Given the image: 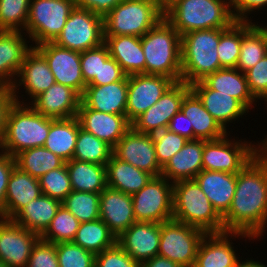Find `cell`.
I'll use <instances>...</instances> for the list:
<instances>
[{"label":"cell","mask_w":267,"mask_h":267,"mask_svg":"<svg viewBox=\"0 0 267 267\" xmlns=\"http://www.w3.org/2000/svg\"><path fill=\"white\" fill-rule=\"evenodd\" d=\"M222 220L224 232H242L254 240L264 236L267 230V146L236 174V191Z\"/></svg>","instance_id":"6da1fadb"},{"label":"cell","mask_w":267,"mask_h":267,"mask_svg":"<svg viewBox=\"0 0 267 267\" xmlns=\"http://www.w3.org/2000/svg\"><path fill=\"white\" fill-rule=\"evenodd\" d=\"M164 18L181 36L197 30L227 29L236 21L229 0H177L164 11Z\"/></svg>","instance_id":"7a4b0ae2"},{"label":"cell","mask_w":267,"mask_h":267,"mask_svg":"<svg viewBox=\"0 0 267 267\" xmlns=\"http://www.w3.org/2000/svg\"><path fill=\"white\" fill-rule=\"evenodd\" d=\"M145 74L181 81V35L163 18L141 36Z\"/></svg>","instance_id":"3957f363"},{"label":"cell","mask_w":267,"mask_h":267,"mask_svg":"<svg viewBox=\"0 0 267 267\" xmlns=\"http://www.w3.org/2000/svg\"><path fill=\"white\" fill-rule=\"evenodd\" d=\"M23 101H14L10 106L0 147V151L13 157L21 151L44 146L50 131V118Z\"/></svg>","instance_id":"277c9868"},{"label":"cell","mask_w":267,"mask_h":267,"mask_svg":"<svg viewBox=\"0 0 267 267\" xmlns=\"http://www.w3.org/2000/svg\"><path fill=\"white\" fill-rule=\"evenodd\" d=\"M225 30H197L181 36L182 82L192 84L221 69L217 47Z\"/></svg>","instance_id":"5b68a950"},{"label":"cell","mask_w":267,"mask_h":267,"mask_svg":"<svg viewBox=\"0 0 267 267\" xmlns=\"http://www.w3.org/2000/svg\"><path fill=\"white\" fill-rule=\"evenodd\" d=\"M173 220L206 234L224 232L222 217L194 179L173 183Z\"/></svg>","instance_id":"8992f818"},{"label":"cell","mask_w":267,"mask_h":267,"mask_svg":"<svg viewBox=\"0 0 267 267\" xmlns=\"http://www.w3.org/2000/svg\"><path fill=\"white\" fill-rule=\"evenodd\" d=\"M163 18L154 0H123L104 17V36L141 37Z\"/></svg>","instance_id":"52a82bcc"},{"label":"cell","mask_w":267,"mask_h":267,"mask_svg":"<svg viewBox=\"0 0 267 267\" xmlns=\"http://www.w3.org/2000/svg\"><path fill=\"white\" fill-rule=\"evenodd\" d=\"M75 7L76 0H30L25 34L33 47L54 42Z\"/></svg>","instance_id":"ba28073f"},{"label":"cell","mask_w":267,"mask_h":267,"mask_svg":"<svg viewBox=\"0 0 267 267\" xmlns=\"http://www.w3.org/2000/svg\"><path fill=\"white\" fill-rule=\"evenodd\" d=\"M228 136L229 134H225L219 139L204 140L203 170L237 174L264 148L261 142L255 146L241 139L240 142L235 139L229 140Z\"/></svg>","instance_id":"9c48e42d"},{"label":"cell","mask_w":267,"mask_h":267,"mask_svg":"<svg viewBox=\"0 0 267 267\" xmlns=\"http://www.w3.org/2000/svg\"><path fill=\"white\" fill-rule=\"evenodd\" d=\"M205 234L198 228L173 219L160 223L158 255L178 263L181 267H193L199 244Z\"/></svg>","instance_id":"30bf717a"},{"label":"cell","mask_w":267,"mask_h":267,"mask_svg":"<svg viewBox=\"0 0 267 267\" xmlns=\"http://www.w3.org/2000/svg\"><path fill=\"white\" fill-rule=\"evenodd\" d=\"M54 43L79 53L101 46L104 43V17L75 7Z\"/></svg>","instance_id":"8fae6325"},{"label":"cell","mask_w":267,"mask_h":267,"mask_svg":"<svg viewBox=\"0 0 267 267\" xmlns=\"http://www.w3.org/2000/svg\"><path fill=\"white\" fill-rule=\"evenodd\" d=\"M131 196L136 221L163 223L173 219V183L165 177H152Z\"/></svg>","instance_id":"7c38bea8"},{"label":"cell","mask_w":267,"mask_h":267,"mask_svg":"<svg viewBox=\"0 0 267 267\" xmlns=\"http://www.w3.org/2000/svg\"><path fill=\"white\" fill-rule=\"evenodd\" d=\"M190 90V84L175 82L152 107L131 123V127L145 134H153L168 128L170 120L181 110L182 101Z\"/></svg>","instance_id":"4fadbf2b"},{"label":"cell","mask_w":267,"mask_h":267,"mask_svg":"<svg viewBox=\"0 0 267 267\" xmlns=\"http://www.w3.org/2000/svg\"><path fill=\"white\" fill-rule=\"evenodd\" d=\"M174 83L173 79L164 75L135 74L128 76L127 120L132 123L152 107Z\"/></svg>","instance_id":"5bb4252c"},{"label":"cell","mask_w":267,"mask_h":267,"mask_svg":"<svg viewBox=\"0 0 267 267\" xmlns=\"http://www.w3.org/2000/svg\"><path fill=\"white\" fill-rule=\"evenodd\" d=\"M35 48L48 62L55 82L74 89L81 96L87 84L81 72L80 53L54 42H46Z\"/></svg>","instance_id":"9a60e30c"},{"label":"cell","mask_w":267,"mask_h":267,"mask_svg":"<svg viewBox=\"0 0 267 267\" xmlns=\"http://www.w3.org/2000/svg\"><path fill=\"white\" fill-rule=\"evenodd\" d=\"M113 154L153 177L161 176L162 167L156 158L152 134L139 133L131 127L117 142Z\"/></svg>","instance_id":"2e32d148"},{"label":"cell","mask_w":267,"mask_h":267,"mask_svg":"<svg viewBox=\"0 0 267 267\" xmlns=\"http://www.w3.org/2000/svg\"><path fill=\"white\" fill-rule=\"evenodd\" d=\"M40 236L12 219L0 218V261L7 267H26Z\"/></svg>","instance_id":"e0dca14e"},{"label":"cell","mask_w":267,"mask_h":267,"mask_svg":"<svg viewBox=\"0 0 267 267\" xmlns=\"http://www.w3.org/2000/svg\"><path fill=\"white\" fill-rule=\"evenodd\" d=\"M254 238L242 232L205 234L201 240L193 267H236L239 257L230 237ZM230 239V240H229Z\"/></svg>","instance_id":"ac0fdd59"},{"label":"cell","mask_w":267,"mask_h":267,"mask_svg":"<svg viewBox=\"0 0 267 267\" xmlns=\"http://www.w3.org/2000/svg\"><path fill=\"white\" fill-rule=\"evenodd\" d=\"M54 83L55 78L49 68L48 62L35 47H32L26 54L15 82L11 87L14 101L19 103L20 99H18V93L20 88L18 87L20 86L21 88L23 86L26 90L25 93H27L30 96V99L33 100Z\"/></svg>","instance_id":"d6986e66"},{"label":"cell","mask_w":267,"mask_h":267,"mask_svg":"<svg viewBox=\"0 0 267 267\" xmlns=\"http://www.w3.org/2000/svg\"><path fill=\"white\" fill-rule=\"evenodd\" d=\"M160 223L136 221L118 238L117 244L141 264L158 255Z\"/></svg>","instance_id":"ffe728a7"},{"label":"cell","mask_w":267,"mask_h":267,"mask_svg":"<svg viewBox=\"0 0 267 267\" xmlns=\"http://www.w3.org/2000/svg\"><path fill=\"white\" fill-rule=\"evenodd\" d=\"M80 126L98 139L114 148L117 142L131 128L126 115L108 114L87 108L80 103L77 116Z\"/></svg>","instance_id":"44dd1931"},{"label":"cell","mask_w":267,"mask_h":267,"mask_svg":"<svg viewBox=\"0 0 267 267\" xmlns=\"http://www.w3.org/2000/svg\"><path fill=\"white\" fill-rule=\"evenodd\" d=\"M99 218L118 238L136 222L132 196L119 190L106 187L100 193Z\"/></svg>","instance_id":"7402d4cb"},{"label":"cell","mask_w":267,"mask_h":267,"mask_svg":"<svg viewBox=\"0 0 267 267\" xmlns=\"http://www.w3.org/2000/svg\"><path fill=\"white\" fill-rule=\"evenodd\" d=\"M30 102L28 104L45 117L63 119L77 116L81 96L74 89L55 82Z\"/></svg>","instance_id":"603a6c76"},{"label":"cell","mask_w":267,"mask_h":267,"mask_svg":"<svg viewBox=\"0 0 267 267\" xmlns=\"http://www.w3.org/2000/svg\"><path fill=\"white\" fill-rule=\"evenodd\" d=\"M20 31H0V87L11 88L26 54L32 49ZM14 77V78H13Z\"/></svg>","instance_id":"cb8c5ba5"},{"label":"cell","mask_w":267,"mask_h":267,"mask_svg":"<svg viewBox=\"0 0 267 267\" xmlns=\"http://www.w3.org/2000/svg\"><path fill=\"white\" fill-rule=\"evenodd\" d=\"M128 76L120 81L96 86L87 85L81 102L90 109L116 115H126Z\"/></svg>","instance_id":"d4e9b609"},{"label":"cell","mask_w":267,"mask_h":267,"mask_svg":"<svg viewBox=\"0 0 267 267\" xmlns=\"http://www.w3.org/2000/svg\"><path fill=\"white\" fill-rule=\"evenodd\" d=\"M191 90L201 100L205 109L220 126L227 131V124L233 123L249 111L229 94L210 89L202 80L190 84Z\"/></svg>","instance_id":"484cf974"},{"label":"cell","mask_w":267,"mask_h":267,"mask_svg":"<svg viewBox=\"0 0 267 267\" xmlns=\"http://www.w3.org/2000/svg\"><path fill=\"white\" fill-rule=\"evenodd\" d=\"M194 180L208 197L213 208L223 217L230 209L236 191V174L201 170Z\"/></svg>","instance_id":"4316f807"},{"label":"cell","mask_w":267,"mask_h":267,"mask_svg":"<svg viewBox=\"0 0 267 267\" xmlns=\"http://www.w3.org/2000/svg\"><path fill=\"white\" fill-rule=\"evenodd\" d=\"M203 146L204 140H188L162 168L161 176L171 183L194 179L203 170Z\"/></svg>","instance_id":"83f0119b"},{"label":"cell","mask_w":267,"mask_h":267,"mask_svg":"<svg viewBox=\"0 0 267 267\" xmlns=\"http://www.w3.org/2000/svg\"><path fill=\"white\" fill-rule=\"evenodd\" d=\"M110 57L120 65L127 76L145 74V56L141 37L130 35L104 36Z\"/></svg>","instance_id":"f1b7e54d"},{"label":"cell","mask_w":267,"mask_h":267,"mask_svg":"<svg viewBox=\"0 0 267 267\" xmlns=\"http://www.w3.org/2000/svg\"><path fill=\"white\" fill-rule=\"evenodd\" d=\"M41 194L38 178L32 177L16 166L8 181L5 198V219H12L23 207Z\"/></svg>","instance_id":"f546056e"},{"label":"cell","mask_w":267,"mask_h":267,"mask_svg":"<svg viewBox=\"0 0 267 267\" xmlns=\"http://www.w3.org/2000/svg\"><path fill=\"white\" fill-rule=\"evenodd\" d=\"M181 111L189 118L194 130V140H215L228 134L205 109L198 96L190 90L181 104Z\"/></svg>","instance_id":"4dcf8cb0"},{"label":"cell","mask_w":267,"mask_h":267,"mask_svg":"<svg viewBox=\"0 0 267 267\" xmlns=\"http://www.w3.org/2000/svg\"><path fill=\"white\" fill-rule=\"evenodd\" d=\"M61 205V201L41 194L23 207L12 220L41 236L56 216Z\"/></svg>","instance_id":"1f68e13d"},{"label":"cell","mask_w":267,"mask_h":267,"mask_svg":"<svg viewBox=\"0 0 267 267\" xmlns=\"http://www.w3.org/2000/svg\"><path fill=\"white\" fill-rule=\"evenodd\" d=\"M210 89L231 95L248 111L257 100L250 93L245 73L237 68H221L202 80Z\"/></svg>","instance_id":"d6a6232c"},{"label":"cell","mask_w":267,"mask_h":267,"mask_svg":"<svg viewBox=\"0 0 267 267\" xmlns=\"http://www.w3.org/2000/svg\"><path fill=\"white\" fill-rule=\"evenodd\" d=\"M267 55V25L241 21V48L236 68L245 73Z\"/></svg>","instance_id":"836d02e7"},{"label":"cell","mask_w":267,"mask_h":267,"mask_svg":"<svg viewBox=\"0 0 267 267\" xmlns=\"http://www.w3.org/2000/svg\"><path fill=\"white\" fill-rule=\"evenodd\" d=\"M105 166L107 186L130 195L140 191L153 177L148 172L118 159L114 154Z\"/></svg>","instance_id":"e575fe53"},{"label":"cell","mask_w":267,"mask_h":267,"mask_svg":"<svg viewBox=\"0 0 267 267\" xmlns=\"http://www.w3.org/2000/svg\"><path fill=\"white\" fill-rule=\"evenodd\" d=\"M80 123L77 117L52 119L44 147L65 162L73 159Z\"/></svg>","instance_id":"d590c367"},{"label":"cell","mask_w":267,"mask_h":267,"mask_svg":"<svg viewBox=\"0 0 267 267\" xmlns=\"http://www.w3.org/2000/svg\"><path fill=\"white\" fill-rule=\"evenodd\" d=\"M65 163L73 191L101 193L107 187L105 165L75 159Z\"/></svg>","instance_id":"8d00e7d4"},{"label":"cell","mask_w":267,"mask_h":267,"mask_svg":"<svg viewBox=\"0 0 267 267\" xmlns=\"http://www.w3.org/2000/svg\"><path fill=\"white\" fill-rule=\"evenodd\" d=\"M72 242L96 255L114 246L117 238L98 218L94 221L81 222Z\"/></svg>","instance_id":"74e56055"},{"label":"cell","mask_w":267,"mask_h":267,"mask_svg":"<svg viewBox=\"0 0 267 267\" xmlns=\"http://www.w3.org/2000/svg\"><path fill=\"white\" fill-rule=\"evenodd\" d=\"M15 162L21 171L36 178L65 164L63 159L44 146L21 151L15 156Z\"/></svg>","instance_id":"f35d334b"},{"label":"cell","mask_w":267,"mask_h":267,"mask_svg":"<svg viewBox=\"0 0 267 267\" xmlns=\"http://www.w3.org/2000/svg\"><path fill=\"white\" fill-rule=\"evenodd\" d=\"M112 154L113 148L110 145L81 127L79 128L73 159L106 165Z\"/></svg>","instance_id":"ab89813d"},{"label":"cell","mask_w":267,"mask_h":267,"mask_svg":"<svg viewBox=\"0 0 267 267\" xmlns=\"http://www.w3.org/2000/svg\"><path fill=\"white\" fill-rule=\"evenodd\" d=\"M99 204L100 193L73 190L62 201V205L80 222L98 219L100 215Z\"/></svg>","instance_id":"60d3db41"},{"label":"cell","mask_w":267,"mask_h":267,"mask_svg":"<svg viewBox=\"0 0 267 267\" xmlns=\"http://www.w3.org/2000/svg\"><path fill=\"white\" fill-rule=\"evenodd\" d=\"M80 223L69 210L61 205L46 231L40 236V239L54 244L72 241Z\"/></svg>","instance_id":"b9f144b4"},{"label":"cell","mask_w":267,"mask_h":267,"mask_svg":"<svg viewBox=\"0 0 267 267\" xmlns=\"http://www.w3.org/2000/svg\"><path fill=\"white\" fill-rule=\"evenodd\" d=\"M30 0H0V31L24 32Z\"/></svg>","instance_id":"7bdbcfd3"},{"label":"cell","mask_w":267,"mask_h":267,"mask_svg":"<svg viewBox=\"0 0 267 267\" xmlns=\"http://www.w3.org/2000/svg\"><path fill=\"white\" fill-rule=\"evenodd\" d=\"M241 48V21H235L221 35L217 54L221 68H236Z\"/></svg>","instance_id":"ee69618b"},{"label":"cell","mask_w":267,"mask_h":267,"mask_svg":"<svg viewBox=\"0 0 267 267\" xmlns=\"http://www.w3.org/2000/svg\"><path fill=\"white\" fill-rule=\"evenodd\" d=\"M43 195L63 201L72 191L71 181L67 171L66 163L53 169L38 178Z\"/></svg>","instance_id":"f6af8a7d"},{"label":"cell","mask_w":267,"mask_h":267,"mask_svg":"<svg viewBox=\"0 0 267 267\" xmlns=\"http://www.w3.org/2000/svg\"><path fill=\"white\" fill-rule=\"evenodd\" d=\"M59 267H95V254L68 242L56 243Z\"/></svg>","instance_id":"bcb514c9"},{"label":"cell","mask_w":267,"mask_h":267,"mask_svg":"<svg viewBox=\"0 0 267 267\" xmlns=\"http://www.w3.org/2000/svg\"><path fill=\"white\" fill-rule=\"evenodd\" d=\"M152 136L155 145L156 158L162 168L188 141L185 137L180 136L167 128L153 133Z\"/></svg>","instance_id":"7dc6e473"},{"label":"cell","mask_w":267,"mask_h":267,"mask_svg":"<svg viewBox=\"0 0 267 267\" xmlns=\"http://www.w3.org/2000/svg\"><path fill=\"white\" fill-rule=\"evenodd\" d=\"M110 57L108 47L101 46L80 53L81 72L84 82L88 84L93 78H99L101 59Z\"/></svg>","instance_id":"c3c4849f"},{"label":"cell","mask_w":267,"mask_h":267,"mask_svg":"<svg viewBox=\"0 0 267 267\" xmlns=\"http://www.w3.org/2000/svg\"><path fill=\"white\" fill-rule=\"evenodd\" d=\"M250 93L258 101L267 96V55L245 72Z\"/></svg>","instance_id":"681fc988"},{"label":"cell","mask_w":267,"mask_h":267,"mask_svg":"<svg viewBox=\"0 0 267 267\" xmlns=\"http://www.w3.org/2000/svg\"><path fill=\"white\" fill-rule=\"evenodd\" d=\"M26 267H59L56 244L39 239L33 246Z\"/></svg>","instance_id":"f907efd6"},{"label":"cell","mask_w":267,"mask_h":267,"mask_svg":"<svg viewBox=\"0 0 267 267\" xmlns=\"http://www.w3.org/2000/svg\"><path fill=\"white\" fill-rule=\"evenodd\" d=\"M95 267H140L117 243L95 255Z\"/></svg>","instance_id":"816d5d0a"},{"label":"cell","mask_w":267,"mask_h":267,"mask_svg":"<svg viewBox=\"0 0 267 267\" xmlns=\"http://www.w3.org/2000/svg\"><path fill=\"white\" fill-rule=\"evenodd\" d=\"M126 76V73L115 61V59L109 57L108 59H101V69L99 70V78H93L87 85L101 86L120 81Z\"/></svg>","instance_id":"f5cc1de1"},{"label":"cell","mask_w":267,"mask_h":267,"mask_svg":"<svg viewBox=\"0 0 267 267\" xmlns=\"http://www.w3.org/2000/svg\"><path fill=\"white\" fill-rule=\"evenodd\" d=\"M16 167L15 157L0 152V218H5V198L8 181L13 169Z\"/></svg>","instance_id":"db71d44e"},{"label":"cell","mask_w":267,"mask_h":267,"mask_svg":"<svg viewBox=\"0 0 267 267\" xmlns=\"http://www.w3.org/2000/svg\"><path fill=\"white\" fill-rule=\"evenodd\" d=\"M230 9L236 21L249 22L250 12L267 7V0H229Z\"/></svg>","instance_id":"11a10c76"},{"label":"cell","mask_w":267,"mask_h":267,"mask_svg":"<svg viewBox=\"0 0 267 267\" xmlns=\"http://www.w3.org/2000/svg\"><path fill=\"white\" fill-rule=\"evenodd\" d=\"M123 0H76V7L90 10L105 17Z\"/></svg>","instance_id":"9f6ffc18"},{"label":"cell","mask_w":267,"mask_h":267,"mask_svg":"<svg viewBox=\"0 0 267 267\" xmlns=\"http://www.w3.org/2000/svg\"><path fill=\"white\" fill-rule=\"evenodd\" d=\"M167 129L188 140H194L193 127H190L189 118L181 110L172 117Z\"/></svg>","instance_id":"6f0895ef"},{"label":"cell","mask_w":267,"mask_h":267,"mask_svg":"<svg viewBox=\"0 0 267 267\" xmlns=\"http://www.w3.org/2000/svg\"><path fill=\"white\" fill-rule=\"evenodd\" d=\"M13 103L14 96L11 88L0 87V147L5 132L6 116Z\"/></svg>","instance_id":"680465c9"},{"label":"cell","mask_w":267,"mask_h":267,"mask_svg":"<svg viewBox=\"0 0 267 267\" xmlns=\"http://www.w3.org/2000/svg\"><path fill=\"white\" fill-rule=\"evenodd\" d=\"M140 267H181L178 263L170 259L156 255L140 264Z\"/></svg>","instance_id":"91938a15"},{"label":"cell","mask_w":267,"mask_h":267,"mask_svg":"<svg viewBox=\"0 0 267 267\" xmlns=\"http://www.w3.org/2000/svg\"><path fill=\"white\" fill-rule=\"evenodd\" d=\"M236 267H267L263 263L259 261H254L253 259L250 260H244V261H238L236 264Z\"/></svg>","instance_id":"94428289"},{"label":"cell","mask_w":267,"mask_h":267,"mask_svg":"<svg viewBox=\"0 0 267 267\" xmlns=\"http://www.w3.org/2000/svg\"><path fill=\"white\" fill-rule=\"evenodd\" d=\"M154 1L156 2L157 6L164 12L177 0H154Z\"/></svg>","instance_id":"6125c7cd"},{"label":"cell","mask_w":267,"mask_h":267,"mask_svg":"<svg viewBox=\"0 0 267 267\" xmlns=\"http://www.w3.org/2000/svg\"><path fill=\"white\" fill-rule=\"evenodd\" d=\"M265 102H266V104H267V96L265 97ZM267 107V106H266ZM261 143L263 144V146H267V135H266V138L265 139H263L262 141H261Z\"/></svg>","instance_id":"be15d7a7"},{"label":"cell","mask_w":267,"mask_h":267,"mask_svg":"<svg viewBox=\"0 0 267 267\" xmlns=\"http://www.w3.org/2000/svg\"><path fill=\"white\" fill-rule=\"evenodd\" d=\"M0 267H7L2 261H0Z\"/></svg>","instance_id":"e7e4bbea"}]
</instances>
